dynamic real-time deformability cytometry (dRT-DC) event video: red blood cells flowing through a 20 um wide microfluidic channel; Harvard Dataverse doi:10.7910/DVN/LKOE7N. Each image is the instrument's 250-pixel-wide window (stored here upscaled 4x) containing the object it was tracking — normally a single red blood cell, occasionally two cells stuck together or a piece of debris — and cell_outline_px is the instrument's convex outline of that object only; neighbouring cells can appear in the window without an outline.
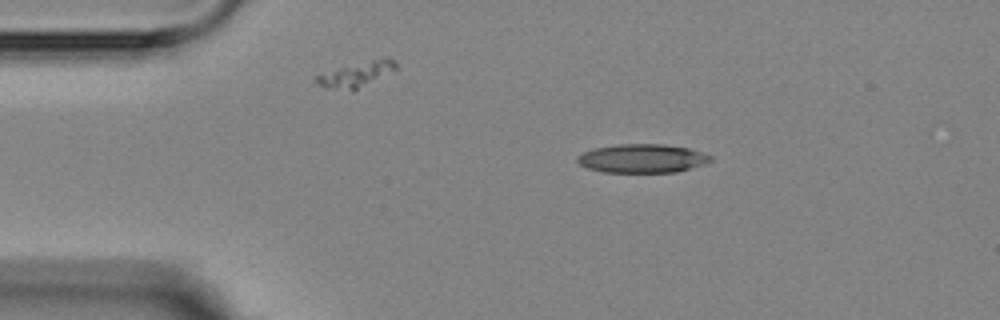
{"species": "Egyptian fruit bat (a non-hibernating species)", "species_latin": "Rousettus aegyptiacus", "temperature_condition": "room temperature", "stored_images_in_passage": 5, "camera_frame_rate_fps": 3000, "um_per_image_px": 0.085, "animal": {"sex": "female"}, "frame": {"image": 1, "passage_image": 1, "time_ms": 0.0, "image_size_px": [1000, 320], "cell_outline_px": [[712, 160], [704, 164], [676, 172], [604, 172], [588, 168], [580, 164], [576, 160], [576, 156], [584, 152], [596, 148], [620, 144], [664, 144], [688, 148], [712, 156]], "centroid_in_image_um": [54.59, 13.47], "position_along_channel_um": 30.4, "area_um2": 22.08}}
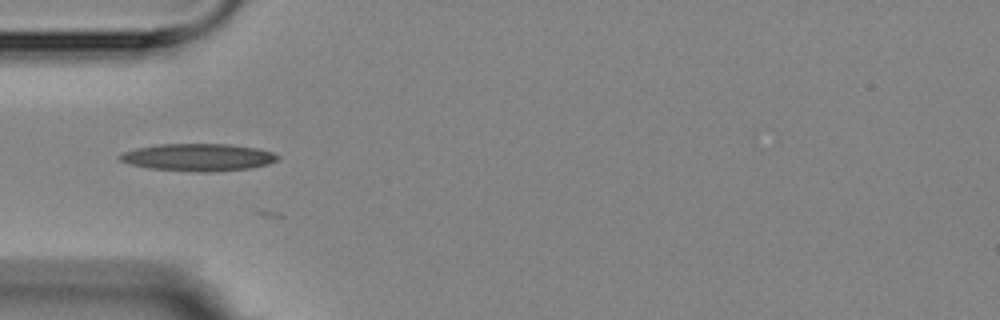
{"frame": {"image": 2, "passage_image": 3, "time_ms": 2.333, "image_size_px": [1000, 320], "cell_outline_px": [[280, 160], [268, 164], [252, 168], [208, 172], [196, 172], [148, 168], [128, 164], [120, 160], [116, 156], [124, 152], [136, 148], [160, 144], [232, 144], [256, 148], [272, 152], [280, 156]], "centroid_in_image_um": [16.86, 13.37], "position_along_channel_um": 68.1, "area_um2": 25.37}}
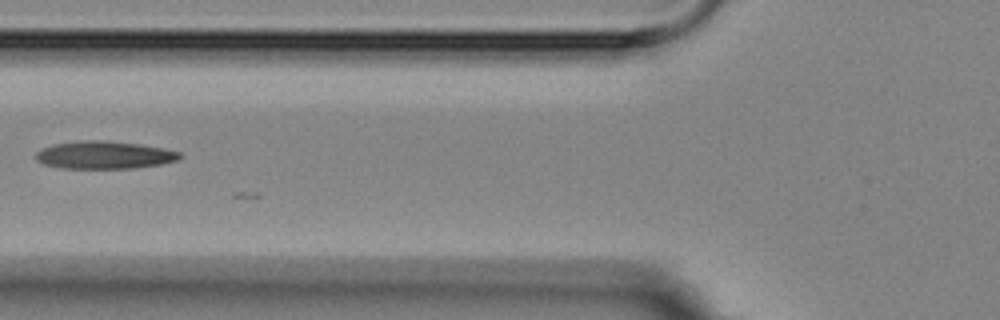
{"frame": {"image": 3, "passage_image": 4, "time_ms": 3.667, "image_size_px": [1000, 320], "cell_outline_px": [[184, 156], [180, 160], [160, 164], [136, 168], [60, 168], [44, 164], [36, 160], [36, 152], [40, 148], [52, 144], [80, 140], [108, 140], [140, 144], [164, 148], [180, 152]], "centroid_in_image_um": [8.88, 13.16], "position_along_channel_um": 116.9, "area_um2": 23.58}}